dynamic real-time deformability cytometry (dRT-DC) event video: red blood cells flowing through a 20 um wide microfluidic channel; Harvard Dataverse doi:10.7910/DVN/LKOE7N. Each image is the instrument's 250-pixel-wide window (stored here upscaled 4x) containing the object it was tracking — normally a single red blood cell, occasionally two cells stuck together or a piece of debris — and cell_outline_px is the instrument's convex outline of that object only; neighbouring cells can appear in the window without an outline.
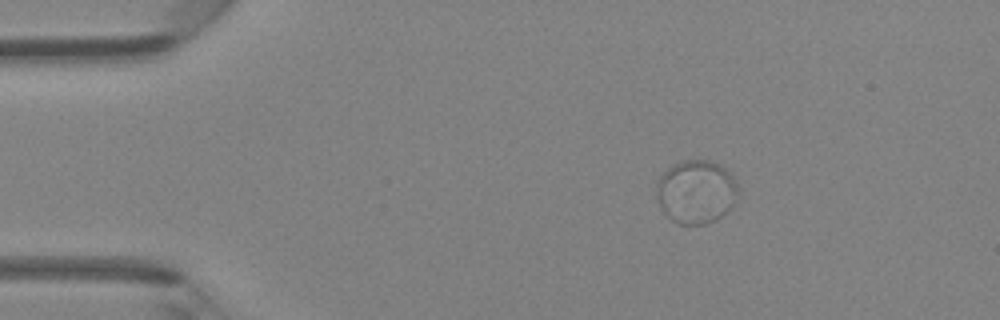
{"species": "Egyptian fruit bat (a non-hibernating species)", "species_latin": "Rousettus aegyptiacus", "temperature_condition": "room temperature", "stored_images_in_passage": 4, "camera_frame_rate_fps": 3000, "um_per_image_px": 0.085, "animal": {"sex": "female"}, "frame": {"image": 1, "passage_image": 1, "time_ms": 0.0, "image_size_px": [1000, 320], "cell_outline_px": [[740, 192], [732, 204], [716, 220], [704, 224], [680, 224], [672, 220], [660, 208], [656, 196], [656, 180], [668, 168], [680, 160], [708, 160], [720, 164], [732, 176], [740, 188]], "centroid_in_image_um": [59.15, 16.28], "position_along_channel_um": 25.9, "area_um2": 30.29}}
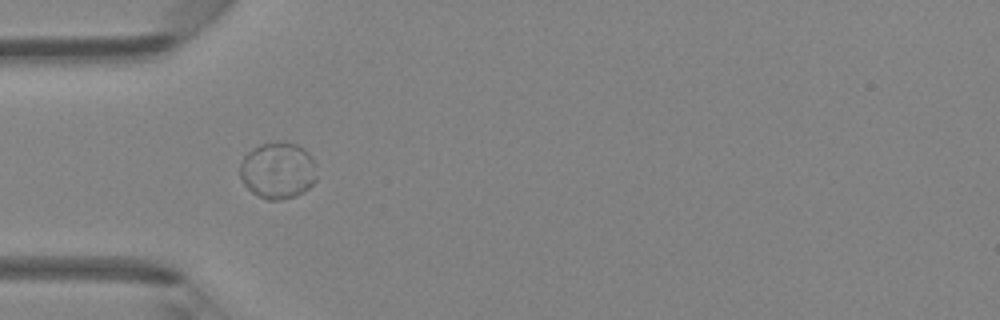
{"frame": {"image": 2, "passage_image": 3, "time_ms": 0.667, "image_size_px": [1000, 320], "cell_outline_px": [[316, 180], [304, 192], [296, 196], [280, 200], [268, 200], [252, 192], [244, 184], [240, 176], [240, 164], [244, 156], [252, 148], [260, 144], [284, 140], [296, 144], [304, 148], [312, 156], [316, 176]], "centroid_in_image_um": [23.62, 14.47], "position_along_channel_um": 61.4, "area_um2": 25.49}}
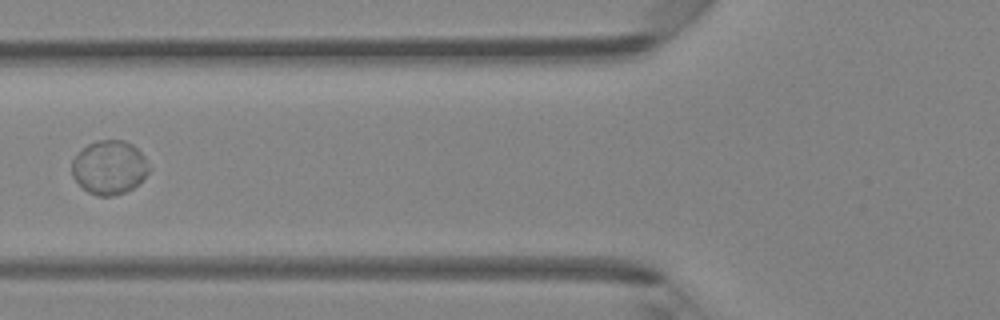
{"frame": {"image": 3, "passage_image": 4, "time_ms": 1.0, "image_size_px": [1000, 320], "cell_outline_px": [[152, 168], [132, 188], [124, 192], [112, 196], [96, 196], [88, 192], [72, 176], [72, 160], [88, 144], [96, 140], [124, 140], [132, 144], [144, 156]], "centroid_in_image_um": [9.3, 14.22], "position_along_channel_um": 116.5, "area_um2": 23.99}}